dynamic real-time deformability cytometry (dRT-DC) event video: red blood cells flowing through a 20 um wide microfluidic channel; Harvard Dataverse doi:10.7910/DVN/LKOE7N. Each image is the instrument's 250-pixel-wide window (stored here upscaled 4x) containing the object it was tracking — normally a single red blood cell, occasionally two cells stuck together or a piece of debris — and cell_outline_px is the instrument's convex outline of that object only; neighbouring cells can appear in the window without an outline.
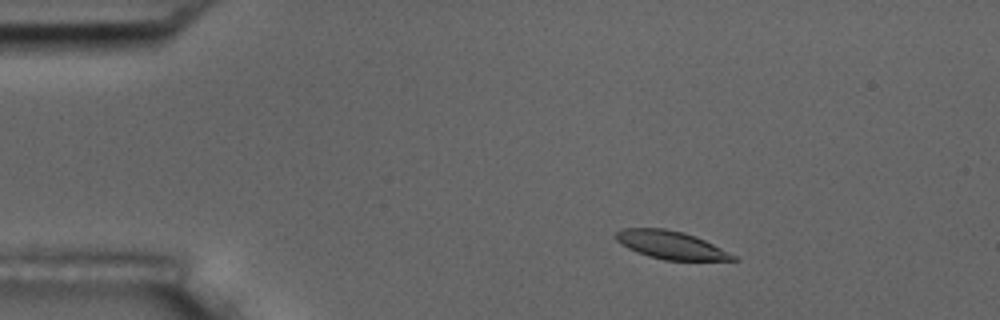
{"species": "common noctule bat (a hibernating species)", "species_latin": "Nyctalus noctula", "temperature_condition": "room temperature", "stored_images_in_passage": 4, "camera_frame_rate_fps": 3000, "um_per_image_px": 0.085, "animal": {"sex": "male", "body_mass_g": 17.5, "forearm_length_mm": 52.3}, "frame": {"image": 1, "passage_image": 2, "time_ms": 1.0, "image_size_px": [1000, 320], "cell_outline_px": [[740, 260], [664, 260], [648, 256], [628, 248], [620, 244], [612, 236], [616, 232], [624, 228], [664, 228], [684, 232], [704, 240], [736, 256]], "centroid_in_image_um": [56.97, 20.82], "position_along_channel_um": 28.0, "area_um2": 19.02}}